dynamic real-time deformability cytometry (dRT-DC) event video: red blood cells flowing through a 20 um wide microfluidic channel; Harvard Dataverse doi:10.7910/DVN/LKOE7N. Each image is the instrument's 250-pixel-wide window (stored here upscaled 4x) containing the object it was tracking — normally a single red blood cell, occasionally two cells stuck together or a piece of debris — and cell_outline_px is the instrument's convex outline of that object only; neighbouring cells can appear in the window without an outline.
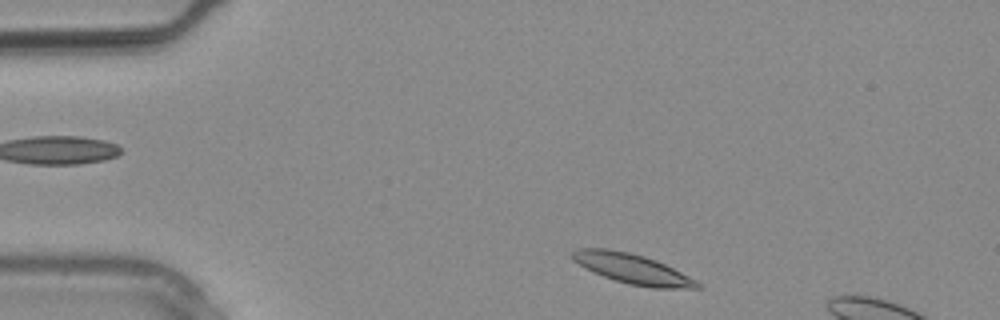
{"species": "common noctule bat (a hibernating species)", "species_latin": "Nyctalus noctula", "temperature_condition": "warm", "stored_images_in_passage": 4, "camera_frame_rate_fps": 3000, "um_per_image_px": 0.085, "animal": {"sex": "male", "body_mass_g": 20.4}, "frame": {"image": 1, "passage_image": 1, "time_ms": 0.0, "image_size_px": [1000, 320], "cell_outline_px": [[704, 288], [652, 288], [628, 284], [604, 276], [572, 260], [572, 252], [580, 248], [608, 248], [628, 252], [644, 256], [656, 260], [696, 280]], "centroid_in_image_um": [53.78, 22.85], "position_along_channel_um": 31.2, "area_um2": 21.39}}